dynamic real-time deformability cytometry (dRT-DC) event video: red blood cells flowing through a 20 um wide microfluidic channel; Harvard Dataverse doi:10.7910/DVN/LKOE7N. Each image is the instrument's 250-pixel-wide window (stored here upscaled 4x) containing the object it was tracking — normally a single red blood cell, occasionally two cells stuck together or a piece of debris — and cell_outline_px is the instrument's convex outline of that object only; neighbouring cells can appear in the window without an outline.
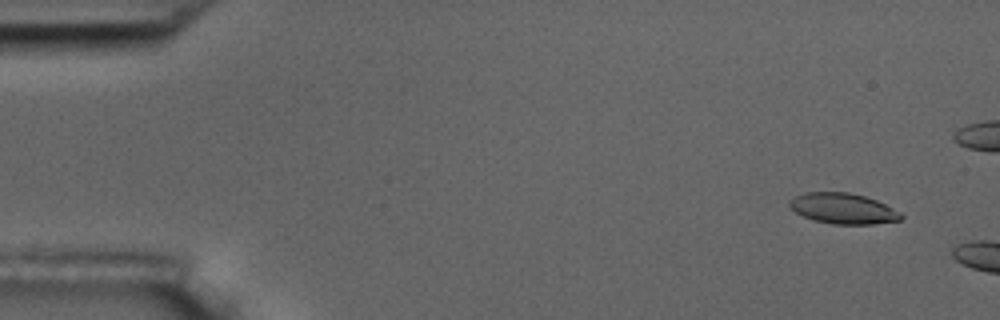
{"species": "common noctule bat (a hibernating species)", "species_latin": "Nyctalus noctula", "temperature_condition": "room temperature", "stored_images_in_passage": 3, "camera_frame_rate_fps": 3000, "um_per_image_px": 0.085, "animal": {"sex": "male", "body_mass_g": 17.5, "forearm_length_mm": 52.3}, "frame": {"image": 1, "passage_image": 2, "time_ms": 1.0, "image_size_px": [1000, 320], "cell_outline_px": [[904, 216], [900, 220], [872, 224], [832, 224], [812, 220], [796, 212], [788, 204], [788, 200], [804, 192], [848, 192], [864, 196], [876, 200], [900, 212]], "centroid_in_image_um": [71.64, 17.72], "position_along_channel_um": 13.4, "area_um2": 19.83}}